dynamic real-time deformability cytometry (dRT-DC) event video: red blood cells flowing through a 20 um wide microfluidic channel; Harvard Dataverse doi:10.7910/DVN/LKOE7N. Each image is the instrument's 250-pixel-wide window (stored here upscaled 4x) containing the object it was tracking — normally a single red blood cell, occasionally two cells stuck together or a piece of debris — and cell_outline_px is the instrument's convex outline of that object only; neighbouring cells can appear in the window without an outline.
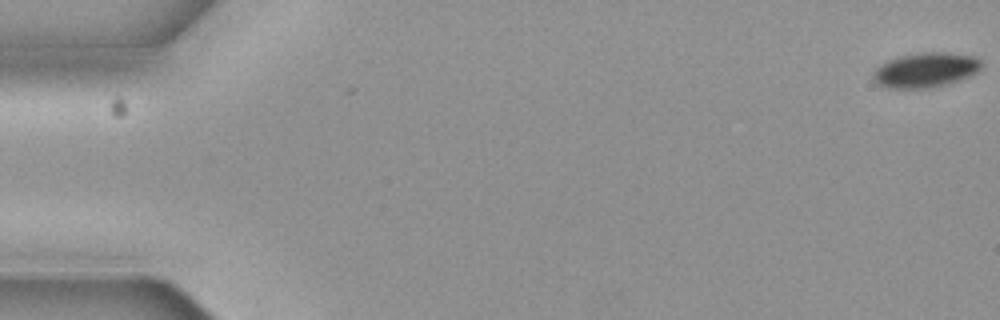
{"species": "common noctule bat (a hibernating species)", "species_latin": "Nyctalus noctula", "temperature_condition": "cold", "stored_images_in_passage": 6, "camera_frame_rate_fps": 3000, "um_per_image_px": 0.085, "animal": {"sex": "female", "body_mass_g": 19.3, "forearm_length_mm": 54.1}, "frame": {"image": 1, "passage_image": 1, "time_ms": 0.0, "image_size_px": [1000, 320], "cell_outline_px": [[980, 68], [972, 76], [936, 88], [884, 88], [872, 76], [872, 72], [880, 64], [888, 60], [900, 56], [924, 52], [948, 52], [972, 56], [980, 60]], "centroid_in_image_um": [78.67, 5.96], "position_along_channel_um": 6.3, "area_um2": 22.02}}
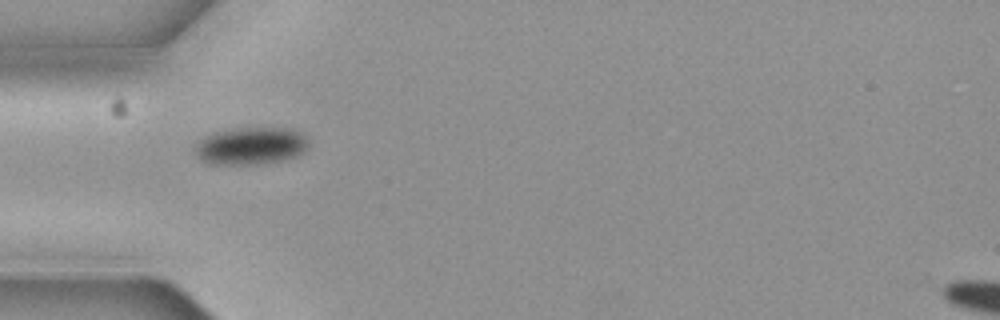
{"frame": {"image": 2, "passage_image": 5, "time_ms": 1.333, "image_size_px": [1000, 320], "cell_outline_px": [[308, 148], [304, 152], [296, 156], [280, 160], [256, 164], [212, 164], [200, 160], [196, 156], [192, 148], [192, 144], [196, 140], [212, 132], [232, 128], [292, 128], [304, 132], [308, 140]], "centroid_in_image_um": [21.26, 12.38], "position_along_channel_um": 63.7, "area_um2": 25.43}}
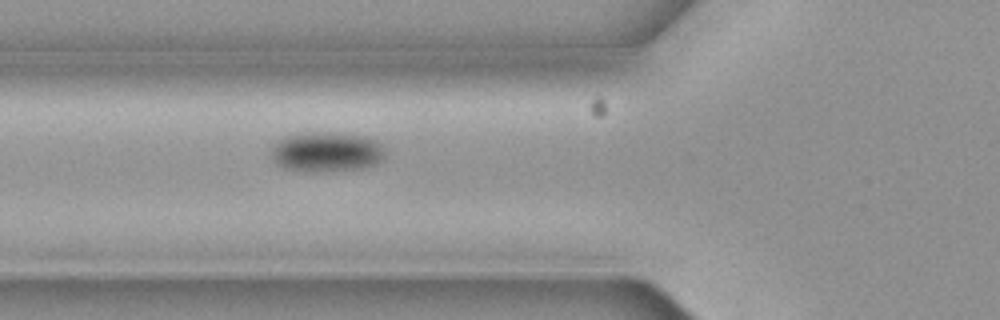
{"frame": {"image": 3, "passage_image": 6, "time_ms": 1.667, "image_size_px": [1000, 320], "cell_outline_px": [[384, 156], [380, 160], [372, 164], [360, 168], [320, 172], [304, 172], [284, 168], [276, 164], [272, 160], [268, 152], [276, 140], [300, 132], [332, 132], [364, 136], [376, 140], [380, 144], [384, 152]], "centroid_in_image_um": [27.64, 12.9], "position_along_channel_um": 98.2, "area_um2": 26.82}}